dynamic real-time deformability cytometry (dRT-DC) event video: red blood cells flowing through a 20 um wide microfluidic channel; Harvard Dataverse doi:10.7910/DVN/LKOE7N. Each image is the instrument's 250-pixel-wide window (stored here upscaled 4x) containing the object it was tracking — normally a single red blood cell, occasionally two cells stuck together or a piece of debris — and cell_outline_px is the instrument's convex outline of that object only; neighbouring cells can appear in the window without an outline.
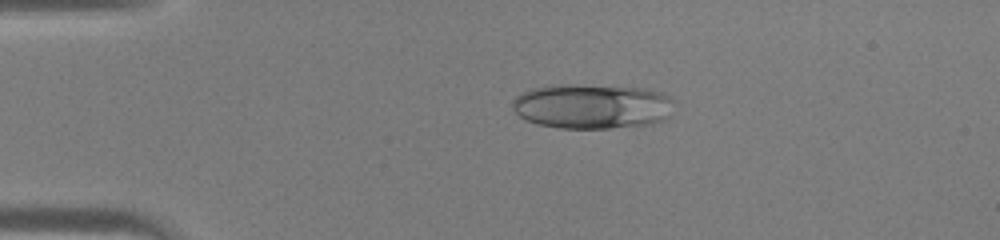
{"species": "human", "species_latin": "Homo sapiens", "temperature_condition": "warm", "stored_images_in_passage": 41, "camera_frame_rate_fps": 3000, "um_per_image_px": 0.085, "donor": {"sex": "male"}, "frame": {"image": 1, "passage_image": 6, "time_ms": 1.667, "image_size_px": [1000, 240], "cell_outline_px": [[672, 116], [664, 120], [652, 124], [608, 128], [560, 128], [536, 124], [524, 120], [512, 108], [512, 100], [516, 96], [532, 88], [552, 84], [572, 84], [652, 88], [672, 96]], "centroid_in_image_um": [50.36, 9.02], "position_along_channel_um": 34.6, "area_um2": 43.12}}
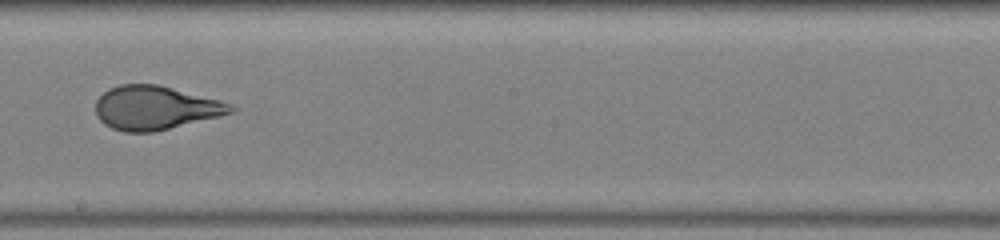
{"frame": {"image": 2, "passage_image": 22, "time_ms": 7.0, "image_size_px": [1000, 240], "cell_outline_px": [[236, 108], [232, 112], [220, 116], [152, 132], [124, 132], [112, 128], [104, 124], [96, 116], [96, 100], [108, 88], [120, 84], [160, 84], [220, 100], [232, 104]], "centroid_in_image_um": [13.19, 9.15], "position_along_channel_um": 235.0, "area_um2": 34.51}}
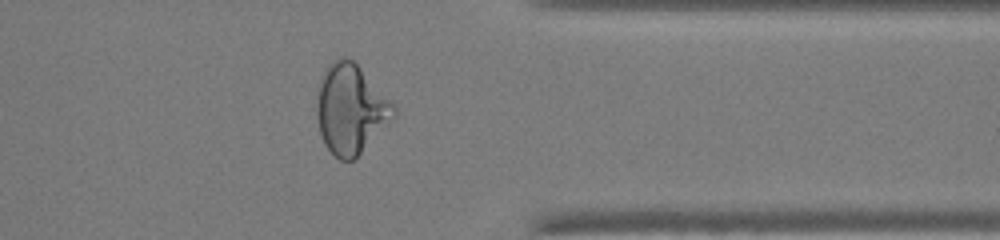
{"frame": {"image": 3, "passage_image": 32, "time_ms": 10.333, "image_size_px": [1000, 240], "cell_outline_px": [[396, 116], [356, 160], [340, 160], [324, 144], [320, 132], [316, 116], [316, 108], [320, 80], [328, 64], [336, 56], [344, 56], [352, 60], [360, 68], [396, 108]], "centroid_in_image_um": [29.79, 9.3], "position_along_channel_um": 381.6, "area_um2": 40.0}}